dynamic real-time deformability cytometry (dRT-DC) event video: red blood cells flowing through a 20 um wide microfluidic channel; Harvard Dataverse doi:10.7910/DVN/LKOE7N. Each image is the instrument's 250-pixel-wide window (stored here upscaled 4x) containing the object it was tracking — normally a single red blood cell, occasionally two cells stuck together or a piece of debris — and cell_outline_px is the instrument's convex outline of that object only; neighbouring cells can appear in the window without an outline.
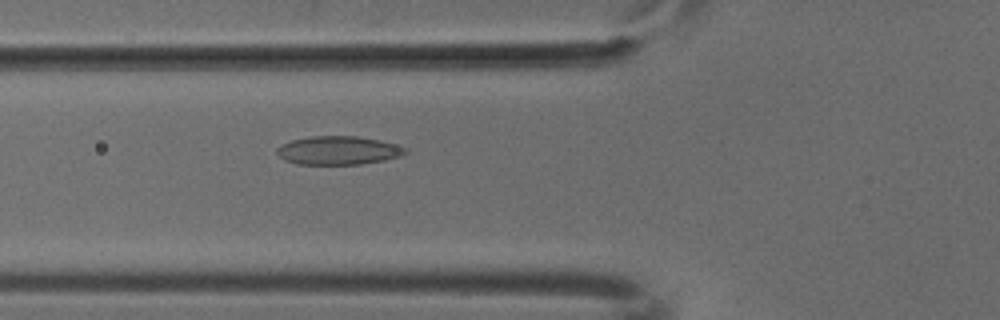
{"species": "common noctule bat (a hibernating species)", "species_latin": "Nyctalus noctula", "temperature_condition": "cold", "stored_images_in_passage": 51, "camera_frame_rate_fps": 3000, "um_per_image_px": 0.085, "animal": {"sex": "male", "body_mass_g": 18.8}, "frame": {"image": 1, "passage_image": 19, "time_ms": 6.0, "image_size_px": [1000, 320], "cell_outline_px": [[408, 152], [400, 156], [384, 160], [360, 164], [296, 164], [284, 160], [276, 152], [276, 148], [280, 144], [292, 140], [312, 136], [356, 136], [380, 140], [396, 144], [408, 148]], "centroid_in_image_um": [28.75, 12.78], "position_along_channel_um": 97.0, "area_um2": 21.44}}
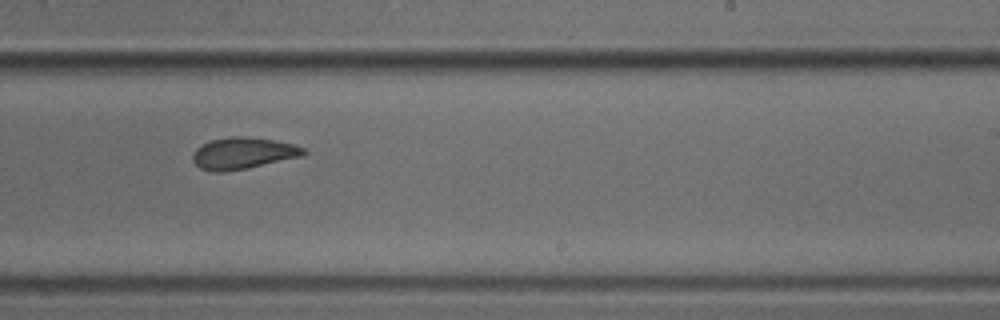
{"frame": {"image": 2, "passage_image": 32, "time_ms": 10.333, "image_size_px": [1000, 320], "cell_outline_px": [[308, 152], [304, 156], [248, 168], [224, 172], [212, 172], [200, 168], [192, 160], [192, 152], [200, 144], [212, 140], [232, 136], [244, 136], [272, 140], [292, 144], [304, 148]], "centroid_in_image_um": [20.64, 13.03], "position_along_channel_um": 268.4, "area_um2": 20.58}}
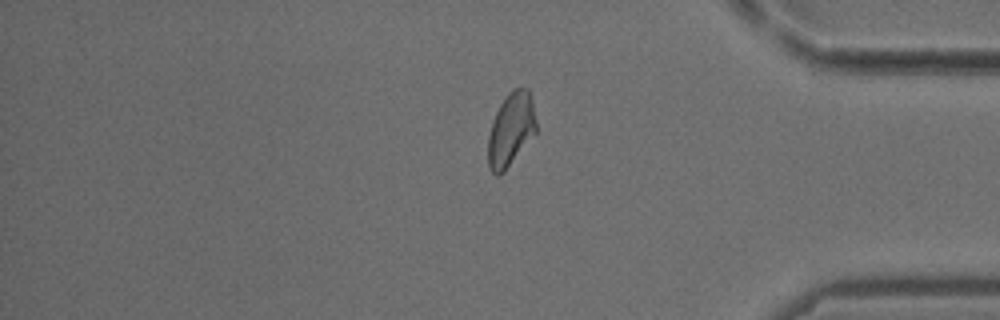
{"frame": {"image": 3, "passage_image": 43, "time_ms": 14.0, "image_size_px": [1000, 320], "cell_outline_px": [[536, 132], [504, 172], [500, 176], [496, 176], [488, 168], [488, 136], [492, 120], [500, 104], [508, 92], [512, 88], [528, 88], [532, 100], [536, 120]], "centroid_in_image_um": [43.41, 11.01], "position_along_channel_um": 391.8, "area_um2": 20.69}}